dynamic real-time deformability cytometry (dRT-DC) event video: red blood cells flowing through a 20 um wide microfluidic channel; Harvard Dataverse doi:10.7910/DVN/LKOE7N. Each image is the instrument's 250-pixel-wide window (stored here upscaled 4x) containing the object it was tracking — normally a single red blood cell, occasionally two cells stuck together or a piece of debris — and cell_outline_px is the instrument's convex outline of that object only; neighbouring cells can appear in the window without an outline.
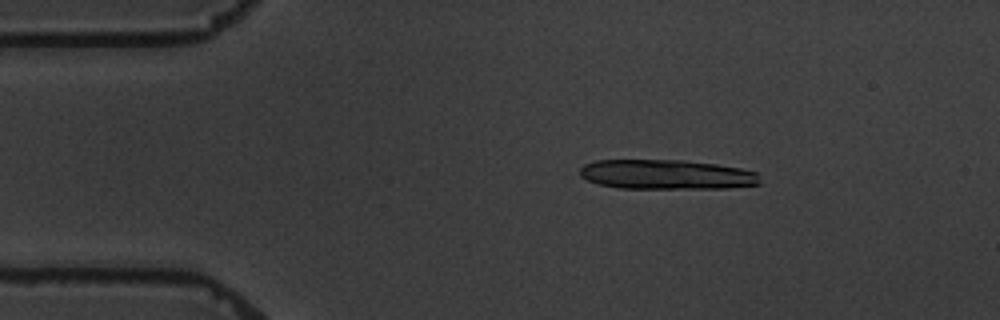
{"species": "common noctule bat (a hibernating species)", "species_latin": "Nyctalus noctula", "temperature_condition": "warm", "stored_images_in_passage": 5, "camera_frame_rate_fps": 3000, "um_per_image_px": 0.085, "animal": {"sex": "male", "body_mass_g": 19.5, "forearm_length_mm": 54.6}, "frame": {"image": 1, "passage_image": 3, "time_ms": 2.333, "image_size_px": [1000, 320], "cell_outline_px": [[760, 184], [728, 188], [620, 188], [600, 184], [588, 180], [580, 176], [580, 168], [584, 164], [596, 160], [680, 160], [716, 164], [740, 168], [756, 172], [760, 180]], "centroid_in_image_um": [56.65, 14.83], "position_along_channel_um": 28.4, "area_um2": 31.04}}